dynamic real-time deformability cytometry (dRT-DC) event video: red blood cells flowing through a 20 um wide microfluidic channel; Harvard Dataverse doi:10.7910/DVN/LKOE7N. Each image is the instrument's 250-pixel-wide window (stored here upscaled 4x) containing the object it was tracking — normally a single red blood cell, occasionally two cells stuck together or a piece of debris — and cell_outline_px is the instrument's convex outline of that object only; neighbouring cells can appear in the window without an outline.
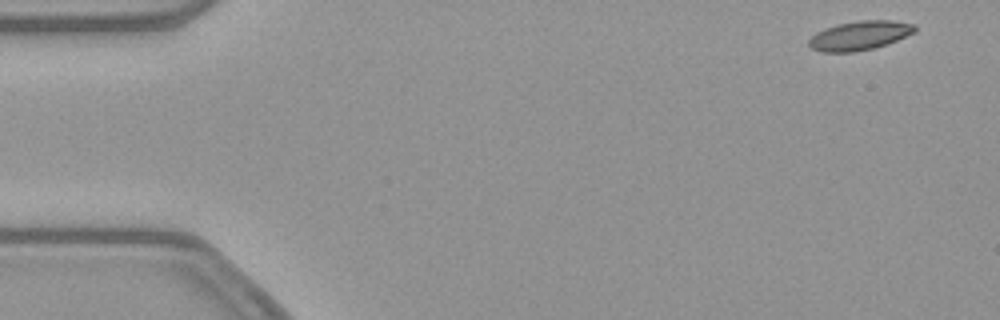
{"species": "common noctule bat (a hibernating species)", "species_latin": "Nyctalus noctula", "temperature_condition": "warm", "stored_images_in_passage": 51, "camera_frame_rate_fps": 3000, "um_per_image_px": 0.085, "animal": {"sex": "female", "body_mass_g": 21.9}, "frame": {"image": 1, "passage_image": 1, "time_ms": 0.0, "image_size_px": [1000, 320], "cell_outline_px": [[916, 32], [888, 44], [872, 48], [852, 52], [820, 52], [812, 48], [808, 44], [808, 40], [816, 32], [824, 28], [836, 24], [860, 20], [892, 20], [916, 24]], "centroid_in_image_um": [73.08, 3.01], "position_along_channel_um": 11.9, "area_um2": 18.15}}
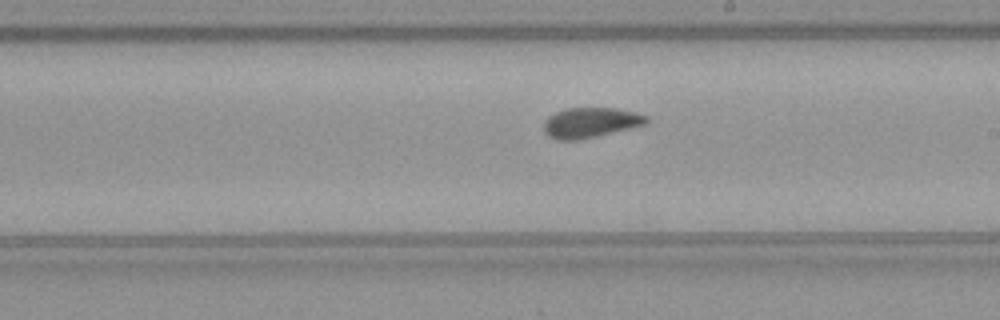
{"frame": {"image": 2, "passage_image": 28, "time_ms": 9.0, "image_size_px": [1000, 320], "cell_outline_px": [[648, 120], [644, 124], [632, 128], [580, 140], [556, 140], [548, 136], [544, 132], [544, 120], [548, 116], [556, 112], [568, 108], [616, 108], [636, 112], [648, 116]], "centroid_in_image_um": [50.18, 10.43], "position_along_channel_um": 238.8, "area_um2": 18.15}}
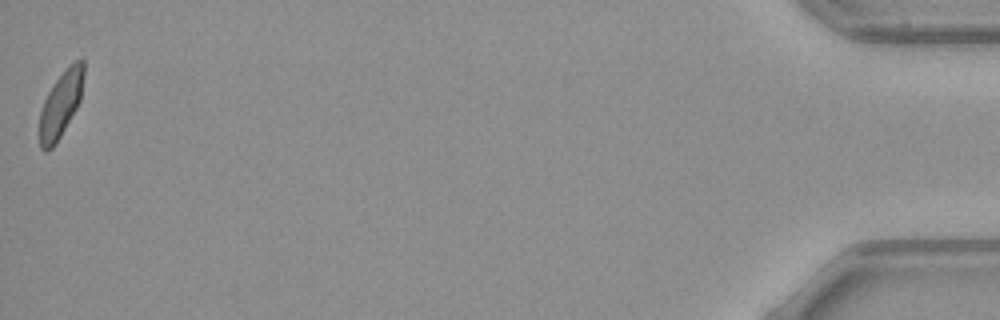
{"frame": {"image": 3, "passage_image": 51, "time_ms": 16.667, "image_size_px": [1000, 320], "cell_outline_px": [[84, 76], [80, 100], [76, 108], [56, 144], [52, 148], [44, 152], [40, 148], [40, 112], [44, 100], [48, 92], [56, 80], [76, 60], [84, 60]], "centroid_in_image_um": [5.16, 8.9], "position_along_channel_um": 430.0, "area_um2": 16.59}, "authors_computed_cell_mechanics": {"area_um2": 18.207, "velocity_mm_per_s": 3.8734, "shape_relaxation_time_tau1_ms": null, "shape_relaxation_time_tau2_ms": 1.0389, "deformation_change_tau1": null, "deformation_change_tau2": 0.0676}}